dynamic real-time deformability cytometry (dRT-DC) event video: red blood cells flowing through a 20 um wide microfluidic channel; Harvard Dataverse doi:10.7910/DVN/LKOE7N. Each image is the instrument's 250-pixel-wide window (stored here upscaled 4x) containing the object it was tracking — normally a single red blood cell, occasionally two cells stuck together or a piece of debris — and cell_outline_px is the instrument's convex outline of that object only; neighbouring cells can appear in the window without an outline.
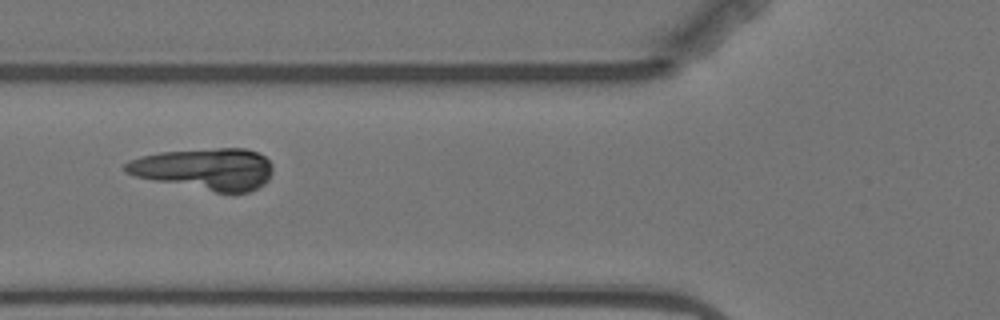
{"species": "Egyptian fruit bat (a non-hibernating species)", "species_latin": "Rousettus aegyptiacus", "temperature_condition": "warm", "stored_images_in_passage": 14, "camera_frame_rate_fps": 3000, "um_per_image_px": 0.085, "animal": {"sex": "female"}, "frame": {"image": 1, "passage_image": 5, "time_ms": 5.667, "image_size_px": [1000, 320], "cell_outline_px": [[272, 172], [268, 180], [264, 184], [248, 192], [216, 192], [152, 180], [136, 176], [124, 172], [124, 164], [128, 160], [140, 156], [160, 152], [216, 148], [244, 148], [256, 152], [264, 156], [272, 164]], "centroid_in_image_um": [17.41, 14.36], "position_along_channel_um": 108.4, "area_um2": 35.72}}
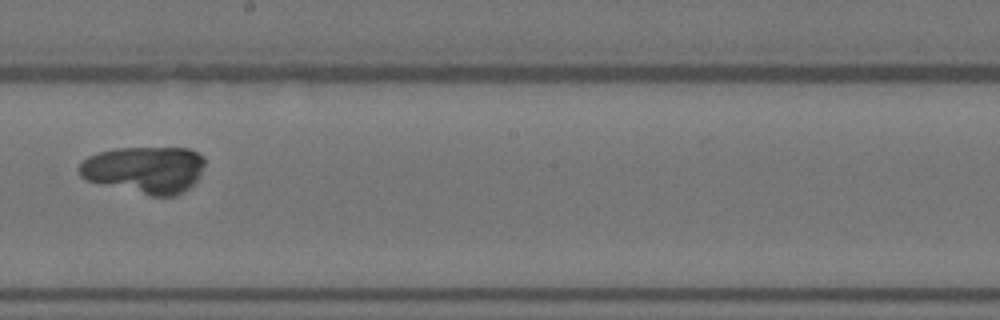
{"frame": {"image": 2, "passage_image": 8, "time_ms": 9.333, "image_size_px": [1000, 320], "cell_outline_px": [[204, 164], [200, 176], [188, 188], [176, 196], [152, 196], [84, 180], [80, 176], [76, 168], [88, 156], [96, 152], [116, 148], [188, 148], [204, 156]], "centroid_in_image_um": [12.26, 14.42], "position_along_channel_um": 235.9, "area_um2": 34.62}}
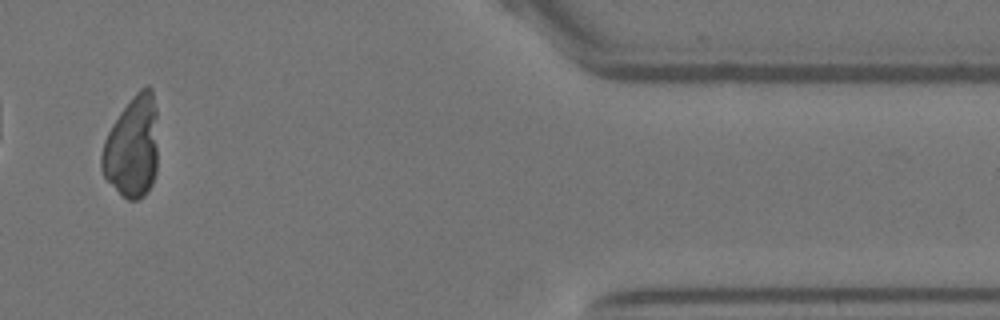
{"frame": {"image": 3, "passage_image": 13, "time_ms": 15.333, "image_size_px": [1000, 320], "cell_outline_px": [[156, 172], [152, 184], [144, 196], [136, 200], [128, 200], [104, 176], [100, 168], [100, 156], [104, 140], [112, 124], [120, 112], [132, 96], [140, 88], [148, 84], [152, 88], [156, 108]], "centroid_in_image_um": [11.24, 12.46], "position_along_channel_um": 400.2, "area_um2": 33.35}}